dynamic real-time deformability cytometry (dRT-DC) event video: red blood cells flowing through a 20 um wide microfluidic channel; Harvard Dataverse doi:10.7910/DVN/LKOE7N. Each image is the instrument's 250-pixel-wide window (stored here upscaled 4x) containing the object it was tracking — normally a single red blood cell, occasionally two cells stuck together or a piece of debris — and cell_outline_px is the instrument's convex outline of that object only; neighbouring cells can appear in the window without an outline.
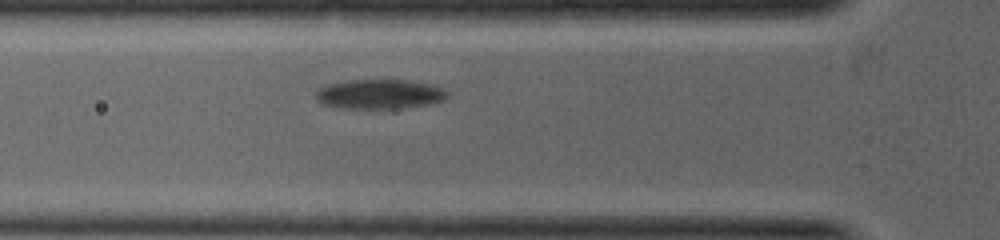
{"species": "common noctule bat (a hibernating species)", "species_latin": "Nyctalus noctula", "temperature_condition": "warm", "stored_images_in_passage": 9, "segment_of_instrument_passage": [1, 2], "camera_frame_rate_fps": 5000, "um_per_image_px": 0.085, "animal": {"sex": "female", "body_mass_g": 19.0, "forearm_length_mm": 53.3}, "frame": {"image": 1, "passage_image": 4, "time_ms": 1.4, "image_size_px": [1000, 240], "cell_outline_px": [[448, 96], [444, 100], [432, 104], [400, 108], [340, 108], [320, 104], [316, 100], [316, 92], [320, 88], [328, 84], [352, 80], [408, 80], [432, 84], [444, 88], [448, 92]], "centroid_in_image_um": [32.3, 8.0], "position_along_channel_um": 93.5, "area_um2": 22.83}}
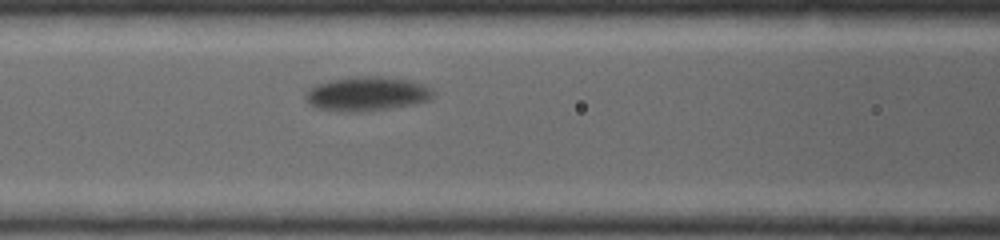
{"frame": {"image": 2, "passage_image": 6, "time_ms": 2.0, "image_size_px": [1000, 240], "cell_outline_px": [[436, 92], [428, 100], [416, 104], [388, 108], [356, 112], [352, 112], [316, 108], [308, 104], [304, 96], [308, 88], [316, 84], [332, 80], [352, 76], [380, 76], [408, 80], [424, 84], [432, 88]], "centroid_in_image_um": [31.18, 7.96], "position_along_channel_um": 135.4, "area_um2": 25.55}}
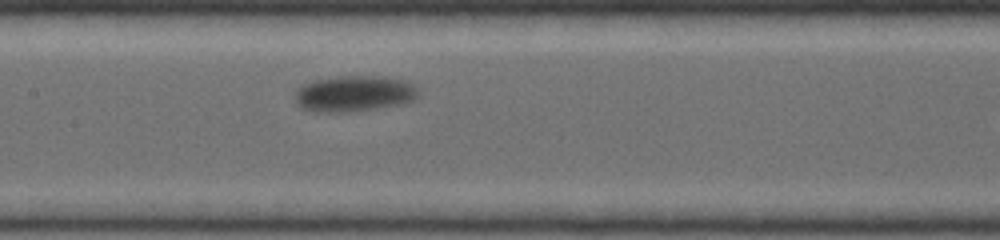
{"frame": {"image": 3, "passage_image": 8, "time_ms": 2.6, "image_size_px": [1000, 240], "cell_outline_px": [[420, 92], [412, 100], [404, 104], [380, 108], [344, 112], [312, 112], [300, 108], [296, 104], [296, 88], [300, 84], [316, 80], [340, 76], [376, 76], [408, 80]], "centroid_in_image_um": [30.08, 7.96], "position_along_channel_um": 177.3, "area_um2": 26.18}}